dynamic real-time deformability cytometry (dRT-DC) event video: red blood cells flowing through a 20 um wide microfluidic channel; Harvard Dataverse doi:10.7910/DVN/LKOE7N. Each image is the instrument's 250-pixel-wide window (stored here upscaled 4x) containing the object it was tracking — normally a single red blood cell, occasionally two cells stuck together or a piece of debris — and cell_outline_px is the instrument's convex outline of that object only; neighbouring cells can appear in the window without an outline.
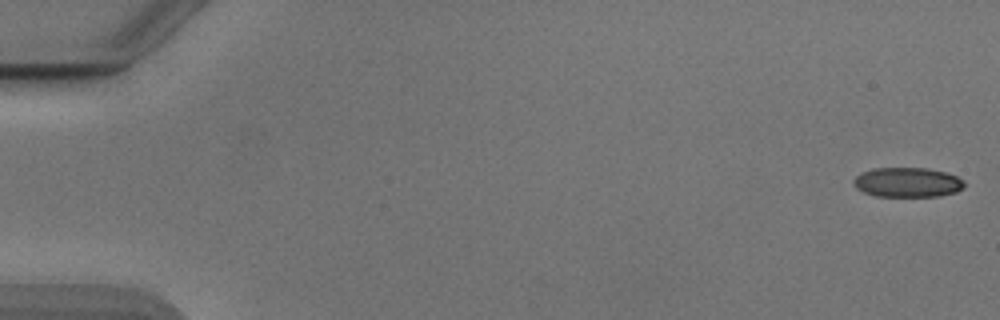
{"species": "Egyptian fruit bat (a non-hibernating species)", "species_latin": "Rousettus aegyptiacus", "temperature_condition": "cold", "stored_images_in_passage": 53, "camera_frame_rate_fps": 3000, "um_per_image_px": 0.085, "animal": {"sex": "male"}, "frame": {"image": 1, "passage_image": 1, "time_ms": 0.0, "image_size_px": [1000, 320], "cell_outline_px": [[964, 188], [956, 192], [940, 196], [876, 196], [864, 192], [856, 188], [852, 180], [860, 172], [872, 168], [928, 168], [944, 172], [956, 176], [964, 180]], "centroid_in_image_um": [77.12, 15.49], "position_along_channel_um": 7.9, "area_um2": 19.25}}
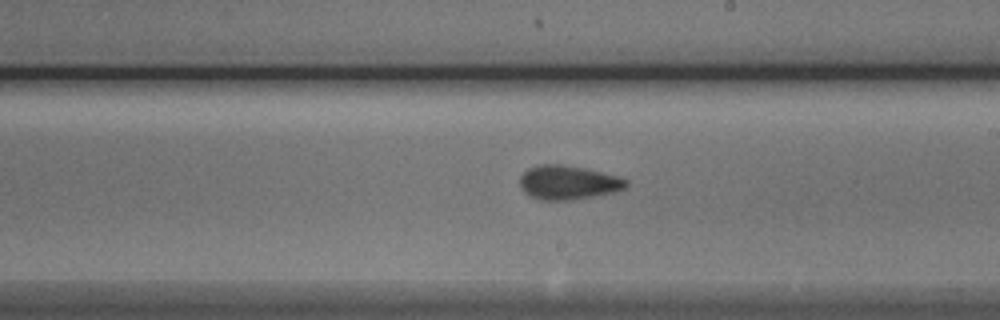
{"frame": {"image": 2, "passage_image": 31, "time_ms": 10.0, "image_size_px": [1000, 320], "cell_outline_px": [[628, 184], [624, 188], [612, 192], [596, 196], [568, 200], [536, 200], [528, 196], [520, 188], [520, 176], [528, 168], [540, 164], [560, 164], [584, 168], [620, 176], [628, 180]], "centroid_in_image_um": [48.26, 15.52], "position_along_channel_um": 240.7, "area_um2": 21.27}}
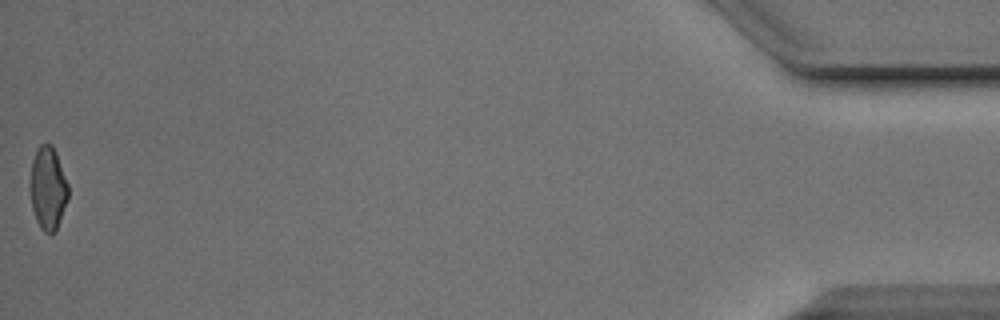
{"frame": {"image": 3, "passage_image": 53, "time_ms": 17.333, "image_size_px": [1000, 320], "cell_outline_px": [[68, 200], [56, 232], [52, 236], [44, 232], [40, 228], [36, 220], [32, 208], [32, 160], [40, 144], [52, 144], [56, 152], [68, 184]], "centroid_in_image_um": [4.12, 16.06], "position_along_channel_um": 431.1, "area_um2": 18.21}, "authors_computed_cell_mechanics": {"area_um2": 20.0566, "velocity_mm_per_s": 3.8979, "shape_relaxation_time_tau1_ms": 2.7444, "shape_relaxation_time_tau2_ms": 1.8307, "deformation_change_tau1": 0.0932, "deformation_change_tau2": 0.0695}}